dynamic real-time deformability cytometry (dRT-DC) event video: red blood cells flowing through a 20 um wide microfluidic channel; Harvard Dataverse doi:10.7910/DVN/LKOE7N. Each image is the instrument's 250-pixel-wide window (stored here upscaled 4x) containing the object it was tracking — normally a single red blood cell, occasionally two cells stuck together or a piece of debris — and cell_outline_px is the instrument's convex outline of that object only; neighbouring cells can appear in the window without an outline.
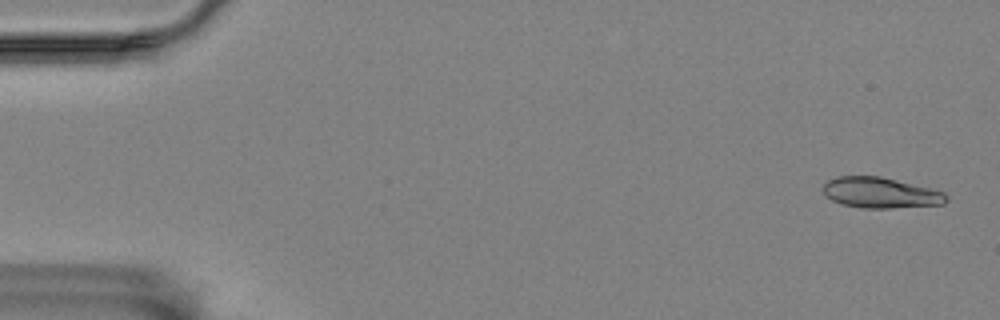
{"species": "Egyptian fruit bat (a non-hibernating species)", "species_latin": "Rousettus aegyptiacus", "temperature_condition": "room temperature", "stored_images_in_passage": 48, "camera_frame_rate_fps": 3000, "um_per_image_px": 0.085, "animal": {"sex": "female"}, "frame": {"image": 1, "passage_image": 2, "time_ms": 0.333, "image_size_px": [1000, 320], "cell_outline_px": [[948, 200], [944, 204], [892, 208], [864, 208], [840, 204], [832, 200], [824, 192], [824, 184], [828, 180], [836, 176], [880, 176], [944, 192], [948, 196]], "centroid_in_image_um": [74.84, 16.39], "position_along_channel_um": 10.2, "area_um2": 21.85}}
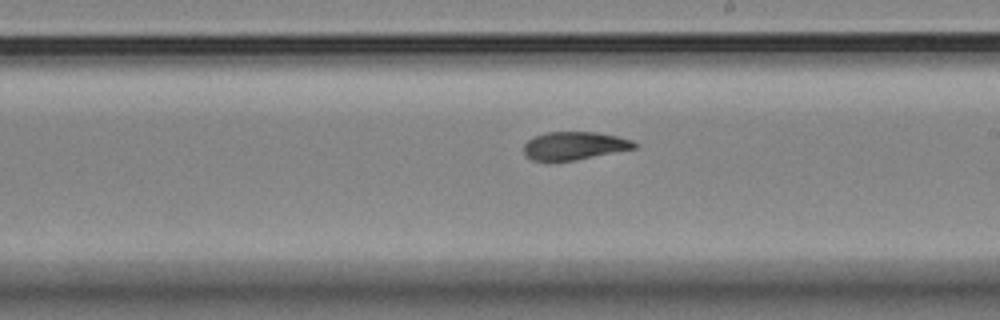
{"frame": {"image": 2, "passage_image": 24, "time_ms": 7.667, "image_size_px": [1000, 320], "cell_outline_px": [[640, 144], [636, 148], [576, 160], [548, 164], [532, 160], [524, 156], [524, 144], [528, 140], [536, 136], [548, 132], [596, 132], [616, 136], [632, 140]], "centroid_in_image_um": [48.78, 12.43], "position_along_channel_um": 240.2, "area_um2": 18.61}}
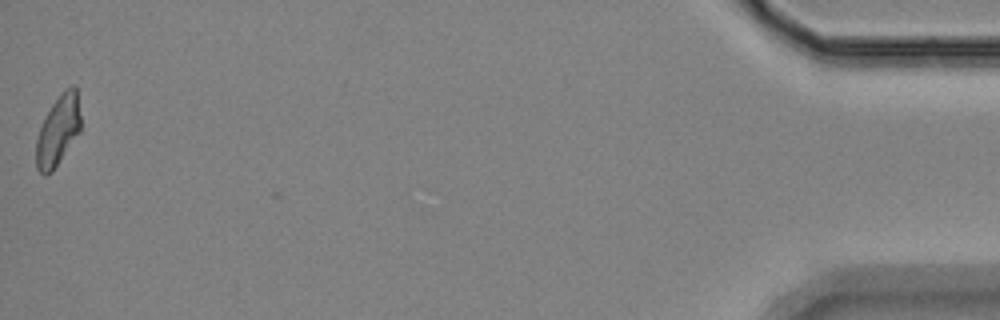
{"frame": {"image": 3, "passage_image": 48, "time_ms": 15.667, "image_size_px": [1000, 320], "cell_outline_px": [[80, 132], [52, 172], [44, 176], [36, 168], [36, 140], [40, 128], [52, 104], [60, 92], [64, 88], [72, 84], [76, 84], [80, 116]], "centroid_in_image_um": [4.94, 11.07], "position_along_channel_um": 430.3, "area_um2": 18.26}, "authors_computed_cell_mechanics": {"area_um2": 18.8139, "velocity_mm_per_s": 3.516, "shape_relaxation_time_tau1_ms": null, "shape_relaxation_time_tau2_ms": 2.5338, "deformation_change_tau1": null, "deformation_change_tau2": 0.0813}}